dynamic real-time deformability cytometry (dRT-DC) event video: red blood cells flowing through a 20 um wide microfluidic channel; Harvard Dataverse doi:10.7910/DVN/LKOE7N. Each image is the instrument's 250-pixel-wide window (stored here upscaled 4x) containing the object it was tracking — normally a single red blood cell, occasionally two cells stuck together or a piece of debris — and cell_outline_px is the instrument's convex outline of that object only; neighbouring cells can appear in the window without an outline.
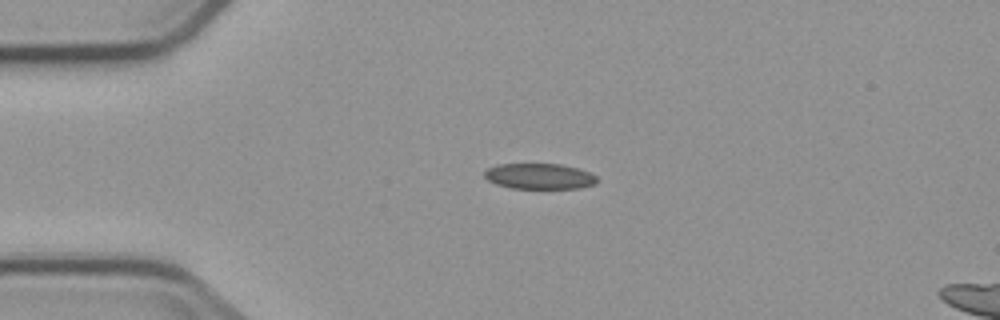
{"species": "common noctule bat (a hibernating species)", "species_latin": "Nyctalus noctula", "temperature_condition": "cold", "stored_images_in_passage": 3, "camera_frame_rate_fps": 3000, "um_per_image_px": 0.085, "animal": {"sex": "male", "body_mass_g": 23.1, "forearm_length_mm": 52.7}, "frame": {"image": 1, "passage_image": 1, "time_ms": 0.0, "image_size_px": [1000, 320], "cell_outline_px": [[596, 184], [580, 188], [512, 188], [496, 184], [488, 180], [484, 176], [484, 172], [488, 168], [496, 164], [560, 164], [576, 168], [588, 172], [596, 176]], "centroid_in_image_um": [45.83, 14.98], "position_along_channel_um": 39.2, "area_um2": 16.7}}
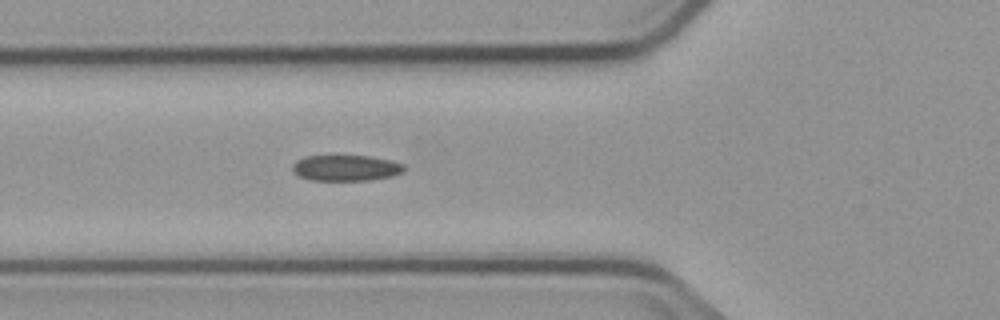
{"frame": {"image": 2, "passage_image": 3, "time_ms": 2.333, "image_size_px": [1000, 320], "cell_outline_px": [[404, 172], [392, 176], [368, 180], [308, 180], [300, 176], [292, 168], [292, 164], [296, 160], [308, 156], [368, 156], [388, 160], [404, 164]], "centroid_in_image_um": [29.4, 14.28], "position_along_channel_um": 96.4, "area_um2": 16.65}}